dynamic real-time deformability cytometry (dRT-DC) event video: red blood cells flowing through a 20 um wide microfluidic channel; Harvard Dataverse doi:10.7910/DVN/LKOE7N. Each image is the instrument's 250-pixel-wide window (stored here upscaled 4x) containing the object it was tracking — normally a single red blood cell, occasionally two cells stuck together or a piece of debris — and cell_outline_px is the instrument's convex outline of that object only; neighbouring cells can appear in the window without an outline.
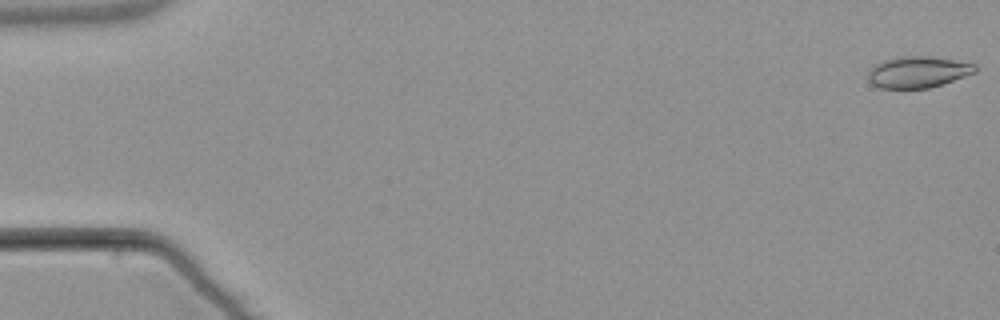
{"species": "common noctule bat (a hibernating species)", "species_latin": "Nyctalus noctula", "temperature_condition": "warm", "stored_images_in_passage": 6, "camera_frame_rate_fps": 3000, "um_per_image_px": 0.085, "animal": {"sex": "male", "body_mass_g": 21.5, "forearm_length_mm": 52.0}, "frame": {"image": 1, "passage_image": 1, "time_ms": 0.0, "image_size_px": [1000, 320], "cell_outline_px": [[976, 72], [944, 84], [928, 88], [880, 88], [872, 84], [868, 80], [868, 68], [872, 64], [884, 60], [900, 56], [932, 56], [976, 64]], "centroid_in_image_um": [77.99, 6.12], "position_along_channel_um": 7.0, "area_um2": 19.83}}
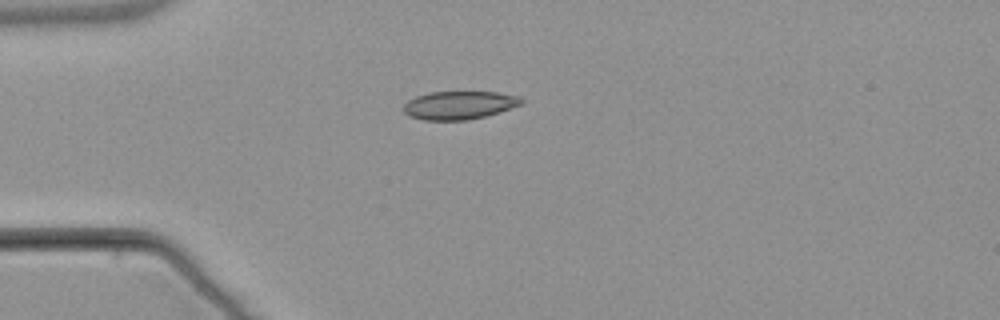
{"frame": {"image": 2, "passage_image": 5, "time_ms": 4.667, "image_size_px": [1000, 320], "cell_outline_px": [[524, 100], [520, 104], [500, 112], [468, 120], [424, 120], [412, 116], [404, 112], [404, 104], [408, 100], [416, 96], [428, 92], [496, 92], [520, 96]], "centroid_in_image_um": [39.04, 8.93], "position_along_channel_um": 46.0, "area_um2": 19.25}}
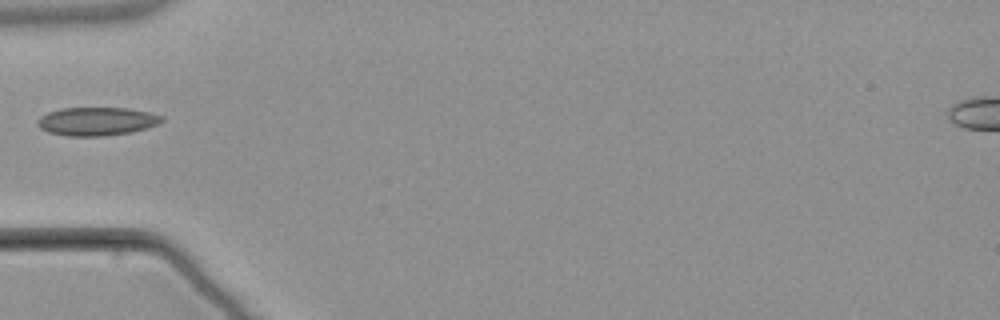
{"frame": {"image": 3, "passage_image": 6, "time_ms": 6.0, "image_size_px": [1000, 320], "cell_outline_px": [[164, 120], [156, 124], [144, 128], [128, 132], [104, 136], [68, 136], [48, 132], [40, 128], [36, 124], [36, 120], [40, 116], [48, 112], [60, 108], [128, 108], [148, 112], [164, 116]], "centroid_in_image_um": [8.17, 10.31], "position_along_channel_um": 76.8, "area_um2": 20.46}}